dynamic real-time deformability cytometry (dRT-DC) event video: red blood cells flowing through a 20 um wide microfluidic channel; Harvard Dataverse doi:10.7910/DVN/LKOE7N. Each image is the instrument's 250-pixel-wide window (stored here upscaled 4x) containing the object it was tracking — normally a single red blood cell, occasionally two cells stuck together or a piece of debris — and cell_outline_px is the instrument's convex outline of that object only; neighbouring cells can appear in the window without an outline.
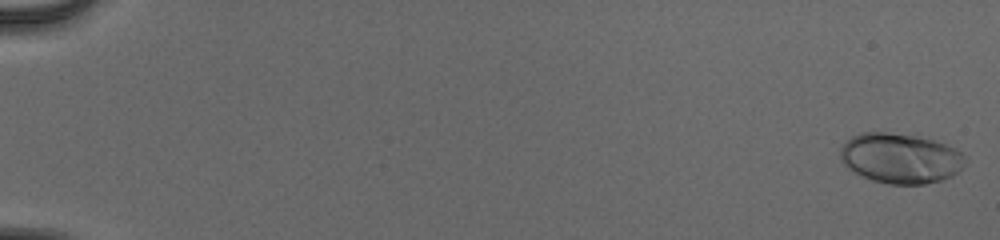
{"species": "human", "species_latin": "Homo sapiens", "temperature_condition": "cold", "stored_images_in_passage": 54, "camera_frame_rate_fps": 3000, "um_per_image_px": 0.085, "donor": {"sex": "male"}, "frame": {"image": 1, "passage_image": 1, "time_ms": 0.0, "image_size_px": [1000, 240], "cell_outline_px": [[964, 164], [952, 176], [940, 180], [924, 184], [888, 184], [872, 180], [848, 168], [840, 160], [840, 148], [852, 136], [860, 132], [884, 132], [916, 136], [932, 140], [956, 148], [964, 156]], "centroid_in_image_um": [76.51, 13.45], "position_along_channel_um": 8.5, "area_um2": 36.13}}
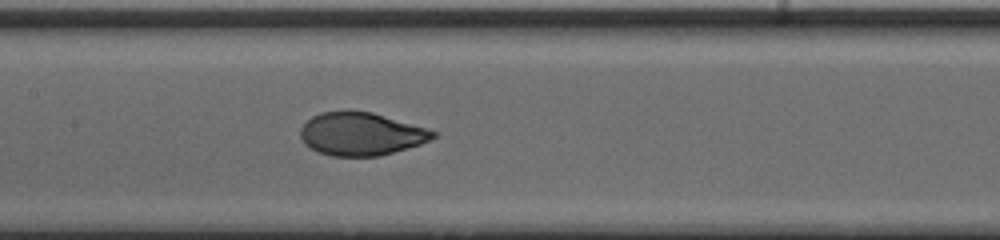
{"frame": {"image": 2, "passage_image": 29, "time_ms": 9.333, "image_size_px": [1000, 240], "cell_outline_px": [[436, 136], [432, 140], [420, 144], [380, 156], [332, 156], [316, 152], [304, 144], [300, 136], [300, 128], [312, 116], [320, 112], [372, 112], [428, 128], [436, 132]], "centroid_in_image_um": [30.69, 11.4], "position_along_channel_um": 176.7, "area_um2": 33.12}}
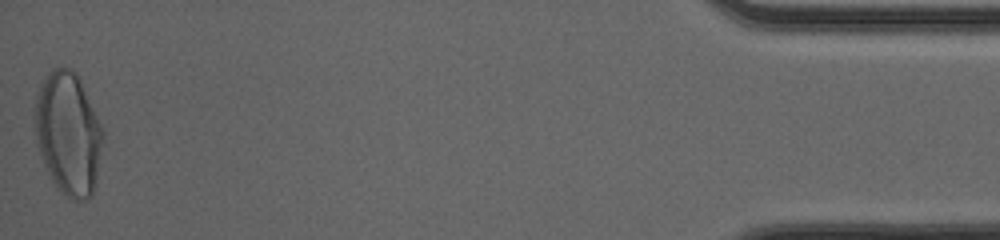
{"frame": {"image": 3, "passage_image": 54, "time_ms": 17.667, "image_size_px": [1000, 240], "cell_outline_px": [[104, 140], [92, 196], [84, 200], [72, 200], [56, 188], [44, 164], [36, 144], [36, 92], [44, 76], [52, 68], [72, 68], [76, 72], [80, 80], [104, 132]], "centroid_in_image_um": [5.8, 11.34], "position_along_channel_um": 429.4, "area_um2": 48.49}, "authors_computed_cell_mechanics": {"area_um2": 34.0153, "velocity_mm_per_s": 3.9864, "shape_relaxation_time_tau1_ms": 3.4977, "shape_relaxation_time_tau2_ms": null, "deformation_change_tau1": 0.1873, "deformation_change_tau2": null}}